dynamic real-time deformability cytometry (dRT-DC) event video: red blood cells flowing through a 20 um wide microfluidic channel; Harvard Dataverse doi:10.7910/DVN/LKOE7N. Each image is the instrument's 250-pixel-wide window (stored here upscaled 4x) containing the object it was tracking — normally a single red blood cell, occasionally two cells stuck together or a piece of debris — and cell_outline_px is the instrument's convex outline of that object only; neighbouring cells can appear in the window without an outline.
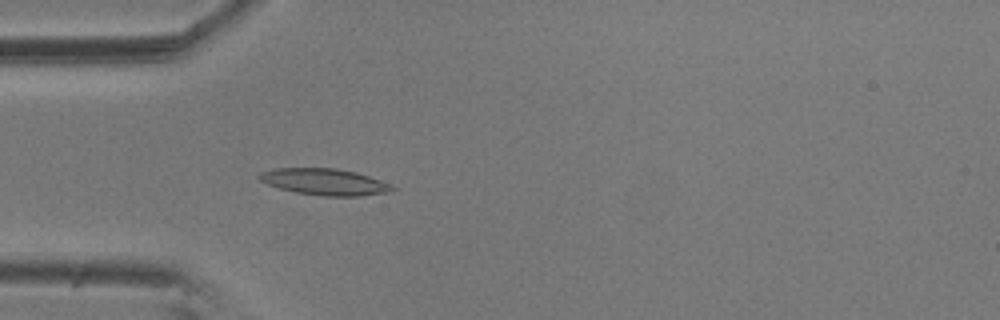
{"species": "common noctule bat (a hibernating species)", "species_latin": "Nyctalus noctula", "temperature_condition": "room temperature", "stored_images_in_passage": 6, "camera_frame_rate_fps": 3000, "um_per_image_px": 0.085, "animal": {"sex": "male", "body_mass_g": 20.5, "forearm_length_mm": 52.5}, "frame": {"image": 1, "passage_image": 6, "time_ms": 1.667, "image_size_px": [1000, 320], "cell_outline_px": [[396, 188], [388, 192], [360, 196], [324, 196], [296, 192], [280, 188], [268, 184], [260, 180], [256, 176], [260, 172], [276, 168], [336, 168], [356, 172], [392, 184]], "centroid_in_image_um": [27.59, 15.45], "position_along_channel_um": 57.4, "area_um2": 20.46}}